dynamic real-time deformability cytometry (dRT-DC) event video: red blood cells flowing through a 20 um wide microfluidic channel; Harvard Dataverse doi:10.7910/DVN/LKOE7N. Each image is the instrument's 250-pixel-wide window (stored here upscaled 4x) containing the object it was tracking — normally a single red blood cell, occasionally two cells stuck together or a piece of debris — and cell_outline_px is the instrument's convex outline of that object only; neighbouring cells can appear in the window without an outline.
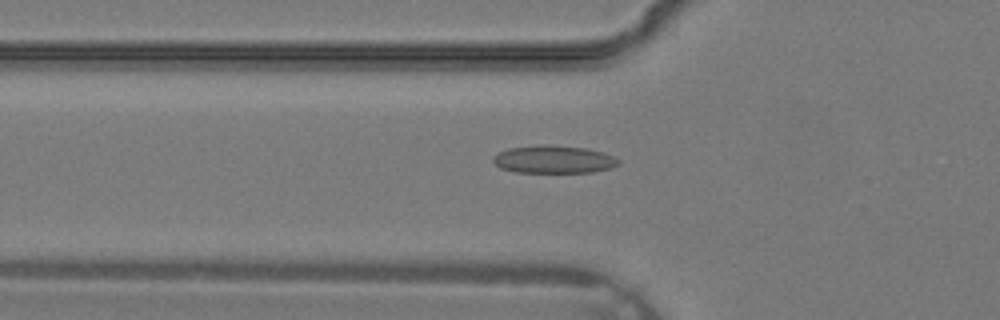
{"species": "common noctule bat (a hibernating species)", "species_latin": "Nyctalus noctula", "temperature_condition": "warm", "stored_images_in_passage": 36, "camera_frame_rate_fps": 3000, "um_per_image_px": 0.085, "animal": {"sex": "male", "body_mass_g": 19.2, "forearm_length_mm": 51.8}, "frame": {"image": 1, "passage_image": 13, "time_ms": 4.0, "image_size_px": [1000, 320], "cell_outline_px": [[620, 164], [612, 168], [592, 172], [516, 172], [500, 168], [492, 160], [492, 156], [508, 148], [536, 144], [548, 144], [588, 148], [604, 152], [620, 160]], "centroid_in_image_um": [47.07, 13.53], "position_along_channel_um": 78.7, "area_um2": 20.58}}
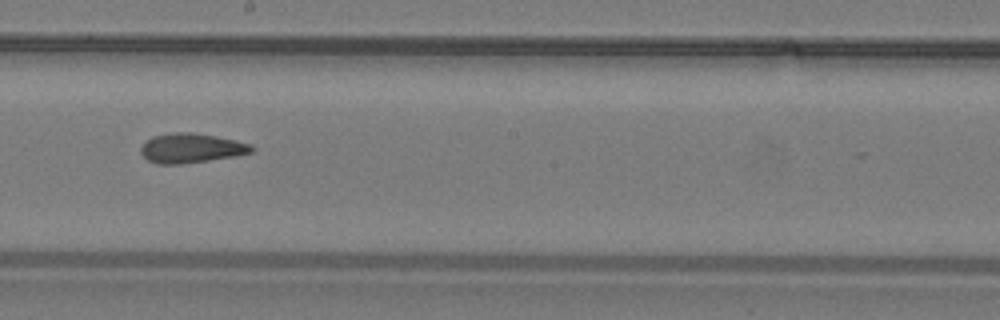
{"frame": {"image": 2, "passage_image": 21, "time_ms": 6.667, "image_size_px": [1000, 320], "cell_outline_px": [[256, 148], [252, 152], [232, 156], [208, 160], [180, 164], [156, 164], [148, 160], [140, 152], [140, 148], [152, 136], [176, 132], [192, 132], [216, 136], [236, 140], [252, 144]], "centroid_in_image_um": [16.26, 12.58], "position_along_channel_um": 231.9, "area_um2": 18.96}}
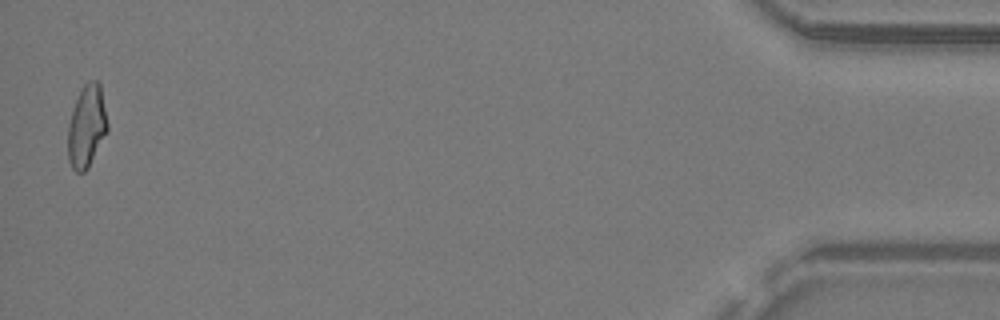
{"frame": {"image": 3, "passage_image": 36, "time_ms": 11.667, "image_size_px": [1000, 320], "cell_outline_px": [[108, 132], [88, 168], [84, 172], [76, 172], [72, 168], [68, 160], [68, 124], [76, 100], [84, 84], [88, 80], [100, 80], [108, 124]], "centroid_in_image_um": [7.39, 10.73], "position_along_channel_um": 427.8, "area_um2": 19.19}}